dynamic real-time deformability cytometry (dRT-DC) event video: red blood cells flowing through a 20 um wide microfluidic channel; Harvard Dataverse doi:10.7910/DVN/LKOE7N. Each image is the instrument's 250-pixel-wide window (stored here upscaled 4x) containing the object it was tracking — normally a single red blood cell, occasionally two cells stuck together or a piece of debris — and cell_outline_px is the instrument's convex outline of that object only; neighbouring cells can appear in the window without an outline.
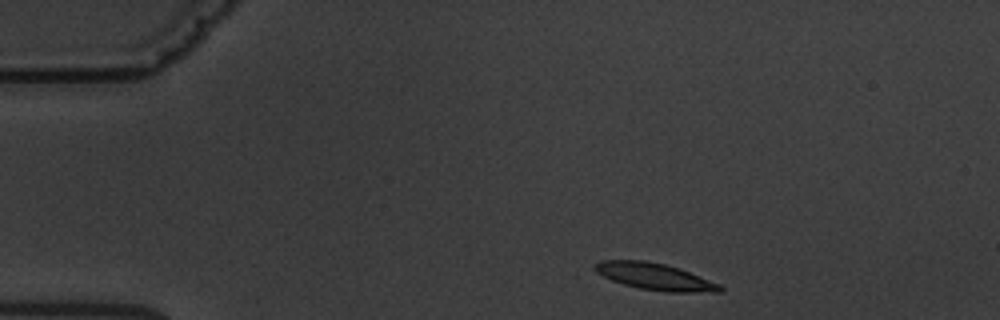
{"species": "common noctule bat (a hibernating species)", "species_latin": "Nyctalus noctula", "temperature_condition": "warm", "stored_images_in_passage": 4, "segment_of_instrument_passage": [2, 2], "camera_frame_rate_fps": 3000, "um_per_image_px": 0.085, "animal": {"sex": "male", "body_mass_g": 19.5, "forearm_length_mm": 54.6}, "frame": {"image": 1, "passage_image": 4, "time_ms": 5.0, "image_size_px": [1000, 320], "cell_outline_px": [[724, 288], [720, 292], [664, 292], [640, 288], [624, 284], [612, 280], [596, 272], [592, 268], [592, 264], [600, 260], [644, 260], [664, 264], [680, 268], [720, 284]], "centroid_in_image_um": [55.65, 23.5], "position_along_channel_um": 29.4, "area_um2": 19.59}}